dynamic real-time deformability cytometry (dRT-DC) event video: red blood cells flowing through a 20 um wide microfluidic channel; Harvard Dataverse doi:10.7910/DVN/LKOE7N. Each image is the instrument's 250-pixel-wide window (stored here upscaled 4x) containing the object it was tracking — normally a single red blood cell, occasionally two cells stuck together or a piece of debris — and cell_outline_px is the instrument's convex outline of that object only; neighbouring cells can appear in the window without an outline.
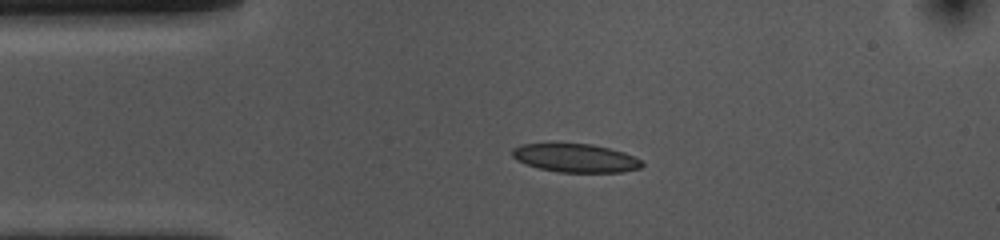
{"species": "common noctule bat (a hibernating species)", "species_latin": "Nyctalus noctula", "temperature_condition": "cold", "stored_images_in_passage": 19, "camera_frame_rate_fps": 3000, "um_per_image_px": 0.085, "animal": {"sex": "female", "body_mass_g": 10.0, "forearm_length_mm": 53.1}, "frame": {"image": 1, "passage_image": 1, "time_ms": 0.0, "image_size_px": [1000, 240], "cell_outline_px": [[644, 164], [640, 168], [620, 172], [560, 172], [540, 168], [516, 160], [512, 156], [512, 148], [520, 144], [592, 144], [624, 152], [640, 160]], "centroid_in_image_um": [48.91, 13.43], "position_along_channel_um": 36.1, "area_um2": 21.21}}
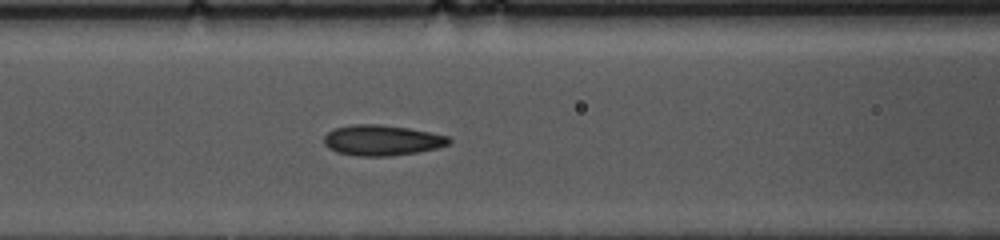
{"frame": {"image": 2, "passage_image": 11, "time_ms": 3.333, "image_size_px": [1000, 240], "cell_outline_px": [[452, 140], [448, 144], [436, 148], [416, 152], [388, 156], [360, 156], [336, 152], [324, 144], [324, 136], [328, 132], [336, 128], [352, 124], [376, 124], [408, 128], [448, 136]], "centroid_in_image_um": [32.44, 11.92], "position_along_channel_um": 134.2, "area_um2": 21.96}}
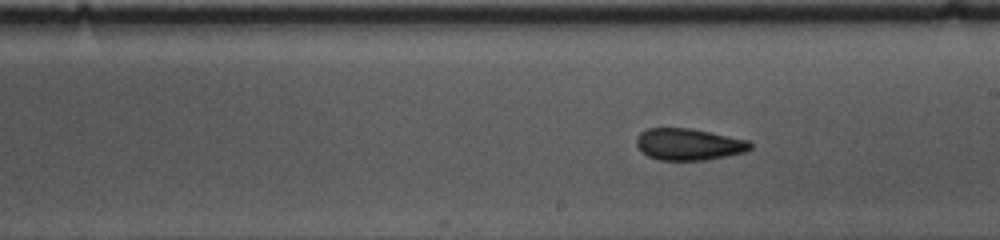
{"frame": {"image": 3, "passage_image": 19, "time_ms": 6.0, "image_size_px": [1000, 240], "cell_outline_px": [[752, 148], [748, 152], [704, 160], [660, 160], [648, 156], [636, 144], [636, 136], [640, 132], [648, 128], [688, 128], [748, 140], [752, 144]], "centroid_in_image_um": [58.55, 12.27], "position_along_channel_um": 230.4, "area_um2": 20.92}}